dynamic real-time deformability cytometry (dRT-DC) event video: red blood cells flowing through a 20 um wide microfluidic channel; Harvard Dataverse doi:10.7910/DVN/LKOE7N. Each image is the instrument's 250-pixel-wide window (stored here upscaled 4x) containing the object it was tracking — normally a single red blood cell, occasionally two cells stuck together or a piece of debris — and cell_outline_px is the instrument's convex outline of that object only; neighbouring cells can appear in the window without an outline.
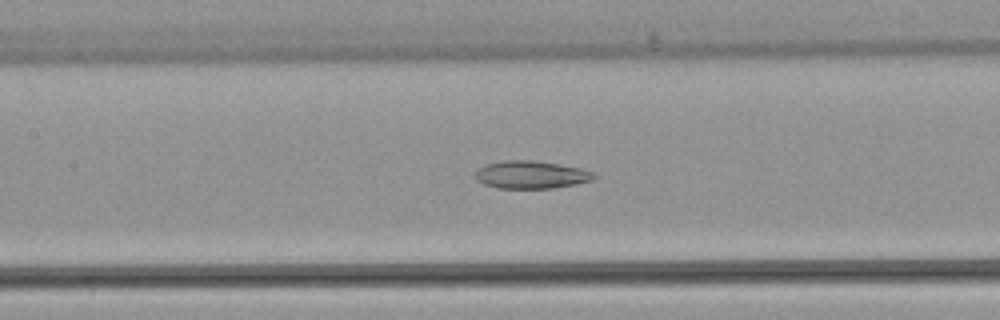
{"species": "common noctule bat (a hibernating species)", "species_latin": "Nyctalus noctula", "temperature_condition": "warm", "stored_images_in_passage": 51, "camera_frame_rate_fps": 3000, "um_per_image_px": 0.085, "animal": {"sex": "female", "body_mass_g": 22.7, "forearm_length_mm": 54.2}, "frame": {"image": 1, "passage_image": 23, "time_ms": 7.333, "image_size_px": [1000, 320], "cell_outline_px": [[596, 176], [592, 180], [576, 184], [552, 188], [500, 188], [484, 184], [476, 180], [476, 172], [484, 164], [500, 160], [532, 160], [560, 164], [580, 168], [592, 172]], "centroid_in_image_um": [45.12, 14.84], "position_along_channel_um": 162.3, "area_um2": 19.13}}
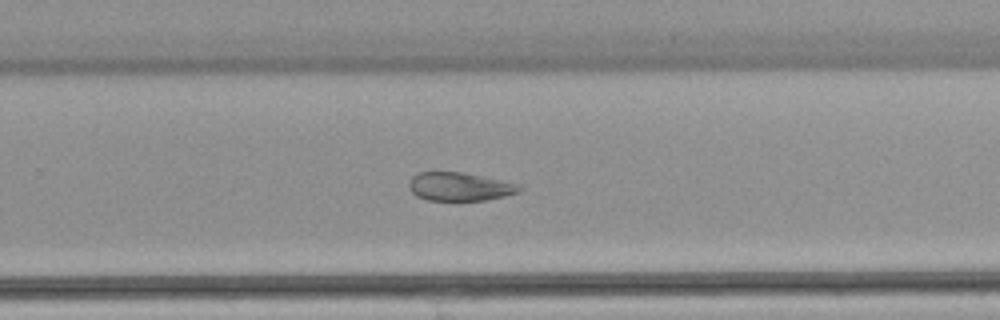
{"frame": {"image": 2, "passage_image": 33, "time_ms": 10.667, "image_size_px": [1000, 320], "cell_outline_px": [[524, 188], [520, 192], [504, 196], [484, 200], [428, 200], [416, 196], [412, 192], [408, 184], [412, 176], [416, 172], [460, 172], [520, 184]], "centroid_in_image_um": [39.07, 15.86], "position_along_channel_um": 290.7, "area_um2": 18.21}}
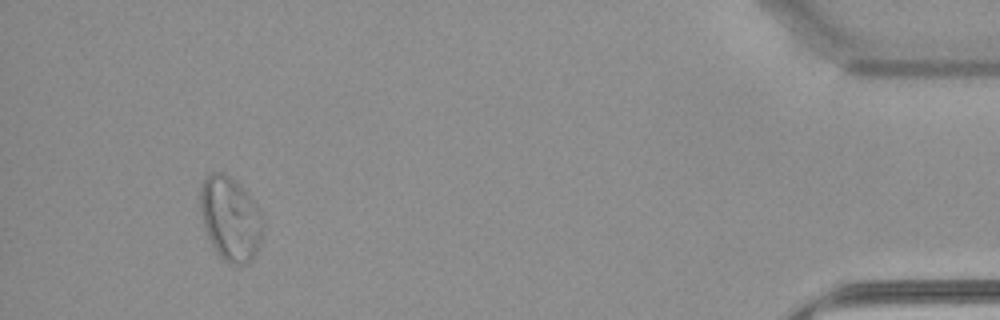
{"frame": {"image": 3, "passage_image": 48, "time_ms": 15.667, "image_size_px": [1000, 320], "cell_outline_px": [[264, 224], [260, 244], [252, 260], [248, 264], [232, 264], [224, 260], [216, 252], [204, 228], [200, 212], [200, 188], [204, 176], [212, 172], [224, 172], [244, 188], [256, 204], [264, 220]], "centroid_in_image_um": [19.58, 18.57], "position_along_channel_um": 415.6, "area_um2": 31.04}, "authors_computed_cell_mechanics": {"area_um2": 25.3742, "velocity_mm_per_s": 3.8719, "shape_relaxation_time_tau1_ms": null, "shape_relaxation_time_tau2_ms": 3.4108, "deformation_change_tau1": null, "deformation_change_tau2": 0.0863}}